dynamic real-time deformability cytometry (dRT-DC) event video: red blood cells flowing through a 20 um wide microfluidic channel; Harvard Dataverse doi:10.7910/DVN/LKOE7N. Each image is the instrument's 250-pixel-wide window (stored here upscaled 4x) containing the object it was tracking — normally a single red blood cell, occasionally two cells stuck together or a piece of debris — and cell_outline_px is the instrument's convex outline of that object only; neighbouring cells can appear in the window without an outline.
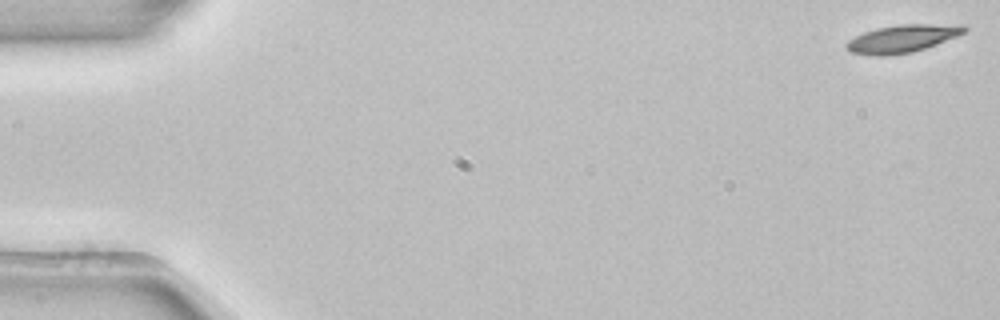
{"species": "common noctule bat (a hibernating species)", "species_latin": "Nyctalus noctula", "temperature_condition": "room temperature", "stored_images_in_passage": 53, "camera_frame_rate_fps": 3000, "um_per_image_px": 0.085, "animal": {"sex": "female", "body_mass_g": 22.7, "forearm_length_mm": 54.2}, "frame": {"image": 1, "passage_image": 1, "time_ms": 0.0, "image_size_px": [1000, 320], "cell_outline_px": [[968, 28], [964, 32], [956, 36], [936, 44], [912, 52], [888, 56], [876, 56], [852, 52], [844, 48], [844, 44], [848, 40], [864, 32], [876, 28], [900, 24], [964, 24]], "centroid_in_image_um": [76.68, 3.28], "position_along_channel_um": 8.3, "area_um2": 19.07}}
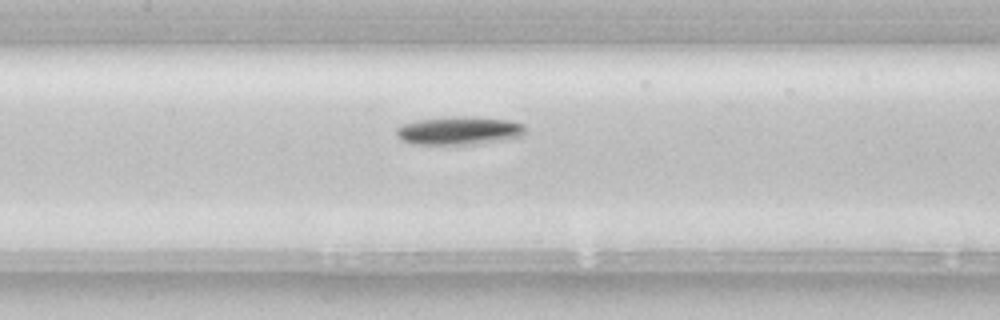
{"frame": {"image": 2, "passage_image": 25, "time_ms": 8.0, "image_size_px": [1000, 320], "cell_outline_px": [[524, 136], [508, 140], [480, 144], [412, 144], [404, 140], [396, 132], [396, 128], [404, 124], [420, 120], [452, 116], [464, 116], [508, 120], [524, 124]], "centroid_in_image_um": [39.1, 11.11], "position_along_channel_um": 168.3, "area_um2": 21.15}}
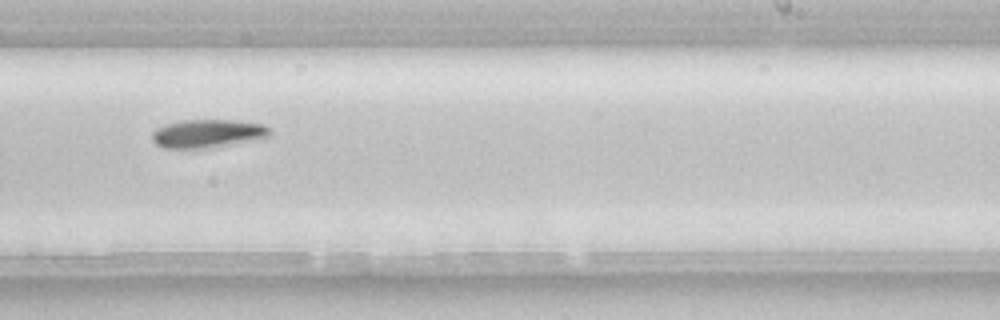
{"frame": {"image": 3, "passage_image": 33, "time_ms": 10.667, "image_size_px": [1000, 320], "cell_outline_px": [[272, 136], [260, 140], [208, 148], [164, 148], [156, 144], [152, 140], [152, 132], [156, 128], [164, 124], [180, 120], [240, 120], [260, 124], [268, 128], [272, 132]], "centroid_in_image_um": [17.68, 11.35], "position_along_channel_um": 271.3, "area_um2": 19.83}, "authors_computed_cell_mechanics": {"area_um2": 18.9584, "velocity_mm_per_s": 3.8878, "shape_relaxation_time_tau1_ms": 3.3025, "shape_relaxation_time_tau2_ms": null, "deformation_change_tau1": 0.1051, "deformation_change_tau2": null}}